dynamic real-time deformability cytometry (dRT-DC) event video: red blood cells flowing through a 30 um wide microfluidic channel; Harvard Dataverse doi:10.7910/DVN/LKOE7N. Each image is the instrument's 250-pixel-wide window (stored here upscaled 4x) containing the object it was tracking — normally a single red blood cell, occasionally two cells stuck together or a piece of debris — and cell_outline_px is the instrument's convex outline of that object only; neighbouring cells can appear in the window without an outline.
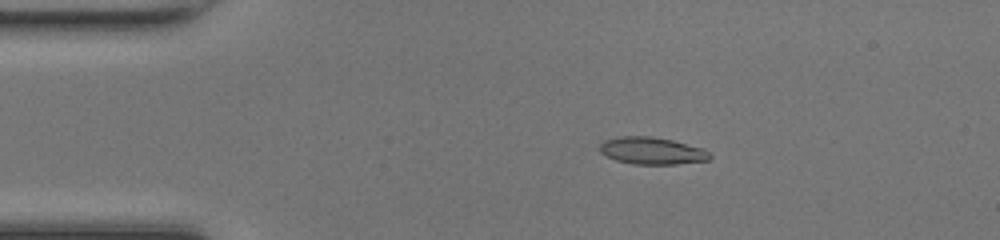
{"species": "common noctule bat (a hibernating species)", "species_latin": "Nyctalus noctula", "temperature_condition": "room temperature", "stored_images_in_passage": 40, "camera_frame_rate_fps": 3000, "um_per_image_px": 0.085, "animal": {"sex": "female", "body_mass_g": 17.0, "forearm_length_mm": 48.0}, "frame": {"image": 1, "passage_image": 1, "time_ms": 0.0, "image_size_px": [1000, 240], "cell_outline_px": [[712, 156], [708, 160], [676, 164], [632, 164], [616, 160], [600, 152], [600, 144], [604, 140], [620, 136], [648, 136], [672, 140], [704, 148]], "centroid_in_image_um": [55.42, 12.81], "position_along_channel_um": 29.6, "area_um2": 17.34}}
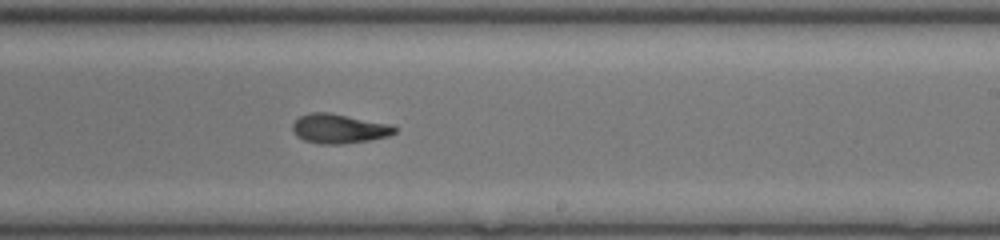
{"frame": {"image": 2, "passage_image": 21, "time_ms": 6.667, "image_size_px": [1000, 240], "cell_outline_px": [[396, 132], [388, 136], [368, 140], [340, 144], [320, 144], [304, 140], [296, 136], [292, 128], [292, 124], [300, 116], [308, 112], [328, 112], [392, 124], [396, 128]], "centroid_in_image_um": [28.8, 10.93], "position_along_channel_um": 260.2, "area_um2": 17.51}}
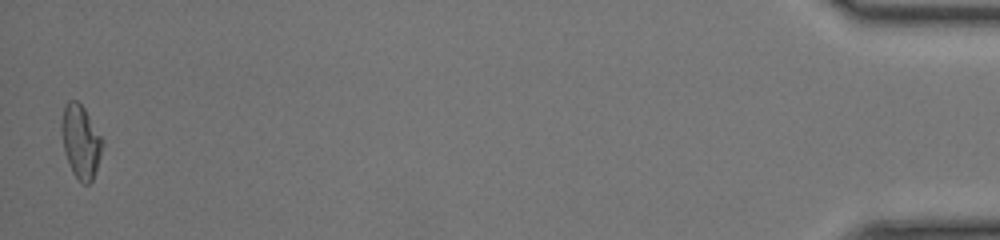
{"frame": {"image": 3, "passage_image": 40, "time_ms": 13.0, "image_size_px": [1000, 240], "cell_outline_px": [[104, 140], [100, 156], [92, 180], [88, 184], [84, 184], [72, 172], [68, 164], [64, 152], [60, 128], [60, 124], [64, 104], [68, 100], [76, 100], [84, 108]], "centroid_in_image_um": [6.83, 11.99], "position_along_channel_um": 428.4, "area_um2": 17.51}, "authors_computed_cell_mechanics": {"area_um2": 17.3978, "velocity_mm_per_s": 4.2617, "shape_relaxation_time_tau1_ms": 8.2587, "shape_relaxation_time_tau2_ms": 2.9466, "deformation_change_tau1": 0.2646, "deformation_change_tau2": 0.1057}}